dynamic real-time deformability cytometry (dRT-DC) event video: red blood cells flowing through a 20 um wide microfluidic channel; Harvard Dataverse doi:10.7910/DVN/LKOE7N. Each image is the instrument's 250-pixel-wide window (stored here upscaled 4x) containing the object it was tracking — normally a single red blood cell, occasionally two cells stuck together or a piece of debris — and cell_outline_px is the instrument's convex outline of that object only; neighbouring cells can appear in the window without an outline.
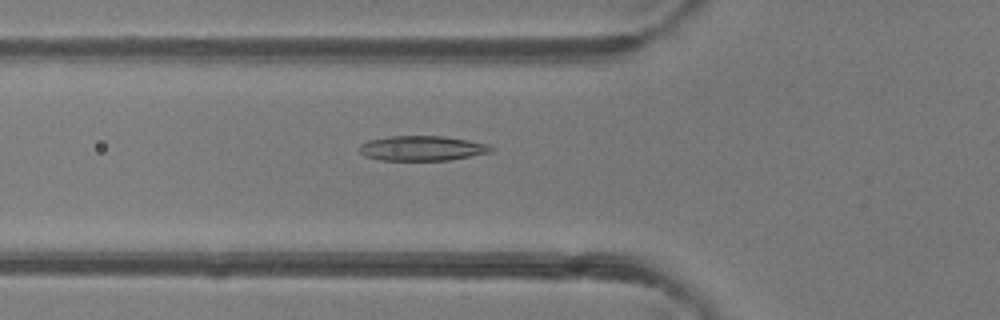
{"species": "common noctule bat (a hibernating species)", "species_latin": "Nyctalus noctula", "temperature_condition": "room temperature", "stored_images_in_passage": 50, "camera_frame_rate_fps": 3000, "um_per_image_px": 0.085, "animal": {"sex": "female"}, "frame": {"image": 1, "passage_image": 18, "time_ms": 5.667, "image_size_px": [1000, 320], "cell_outline_px": [[496, 148], [492, 152], [448, 160], [380, 160], [364, 156], [356, 148], [360, 144], [368, 140], [392, 136], [444, 136], [468, 140], [488, 144]], "centroid_in_image_um": [35.86, 12.6], "position_along_channel_um": 89.9, "area_um2": 19.25}}
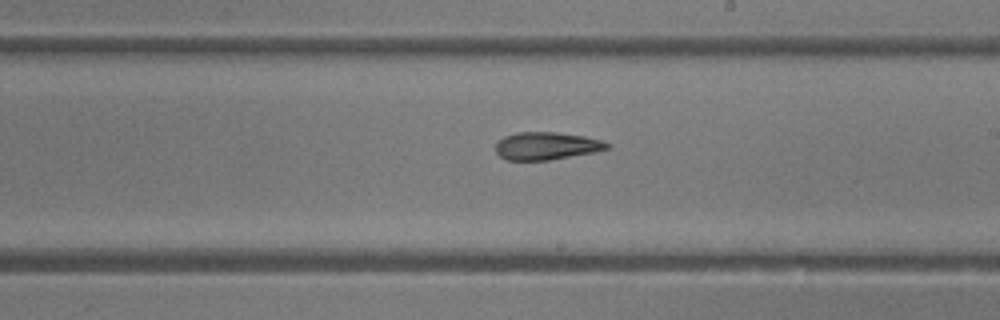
{"frame": {"image": 2, "passage_image": 29, "time_ms": 9.333, "image_size_px": [1000, 320], "cell_outline_px": [[612, 148], [596, 152], [548, 160], [508, 160], [500, 156], [496, 152], [496, 144], [504, 136], [516, 132], [556, 132], [584, 136], [600, 140], [612, 144]], "centroid_in_image_um": [46.49, 12.4], "position_along_channel_um": 242.5, "area_um2": 18.03}}
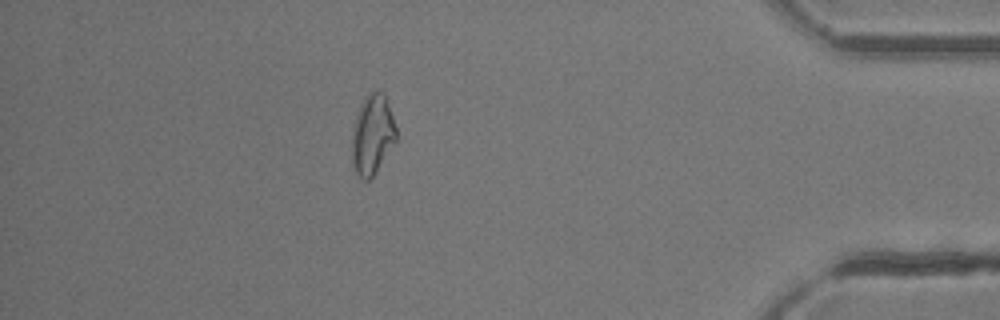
{"frame": {"image": 3, "passage_image": 44, "time_ms": 14.333, "image_size_px": [1000, 320], "cell_outline_px": [[396, 140], [372, 176], [368, 180], [360, 180], [352, 164], [352, 128], [360, 104], [364, 96], [368, 92], [380, 92], [384, 96], [392, 116], [396, 128]], "centroid_in_image_um": [31.61, 11.45], "position_along_channel_um": 403.6, "area_um2": 20.23}, "authors_computed_cell_mechanics": {"area_um2": 19.8543, "velocity_mm_per_s": 4.1493, "shape_relaxation_time_tau1_ms": 7.8221, "shape_relaxation_time_tau2_ms": 5.0255, "deformation_change_tau1": 0.1996, "deformation_change_tau2": 0.1556}}